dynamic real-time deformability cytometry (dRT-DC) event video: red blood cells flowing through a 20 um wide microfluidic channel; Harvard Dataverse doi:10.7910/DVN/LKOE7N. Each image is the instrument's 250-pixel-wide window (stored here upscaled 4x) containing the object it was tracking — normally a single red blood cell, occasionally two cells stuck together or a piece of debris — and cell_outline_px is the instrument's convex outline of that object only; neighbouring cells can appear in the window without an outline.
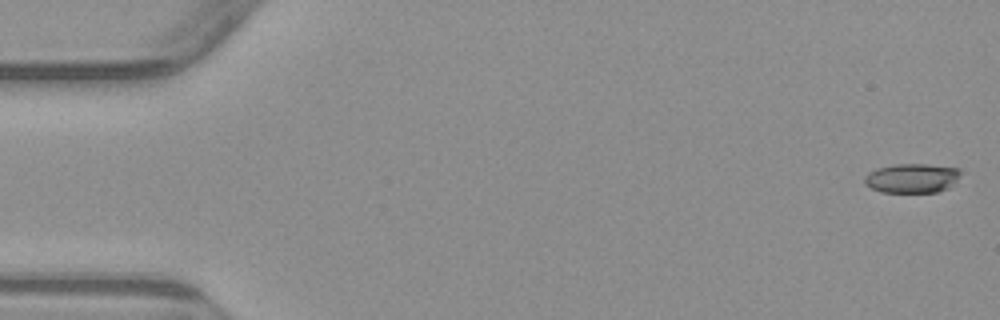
{"species": "common noctule bat (a hibernating species)", "species_latin": "Nyctalus noctula", "temperature_condition": "warm", "stored_images_in_passage": 5, "camera_frame_rate_fps": 3000, "um_per_image_px": 0.085, "animal": {"sex": "male", "body_mass_g": 23.1, "forearm_length_mm": 52.7}, "frame": {"image": 1, "passage_image": 1, "time_ms": 0.0, "image_size_px": [1000, 320], "cell_outline_px": [[964, 172], [948, 188], [936, 192], [880, 192], [864, 184], [864, 176], [868, 172], [876, 168], [896, 164], [928, 164], [960, 168]], "centroid_in_image_um": [77.53, 15.13], "position_along_channel_um": 7.5, "area_um2": 16.65}}
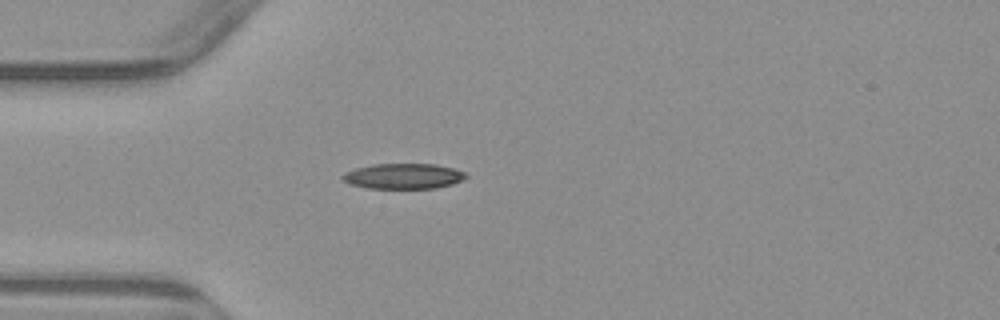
{"frame": {"image": 2, "passage_image": 5, "time_ms": 4.667, "image_size_px": [1000, 320], "cell_outline_px": [[468, 176], [464, 180], [452, 184], [436, 188], [368, 188], [348, 184], [340, 176], [344, 172], [356, 168], [372, 164], [436, 164], [468, 172]], "centroid_in_image_um": [34.31, 14.97], "position_along_channel_um": 50.7, "area_um2": 18.44}}